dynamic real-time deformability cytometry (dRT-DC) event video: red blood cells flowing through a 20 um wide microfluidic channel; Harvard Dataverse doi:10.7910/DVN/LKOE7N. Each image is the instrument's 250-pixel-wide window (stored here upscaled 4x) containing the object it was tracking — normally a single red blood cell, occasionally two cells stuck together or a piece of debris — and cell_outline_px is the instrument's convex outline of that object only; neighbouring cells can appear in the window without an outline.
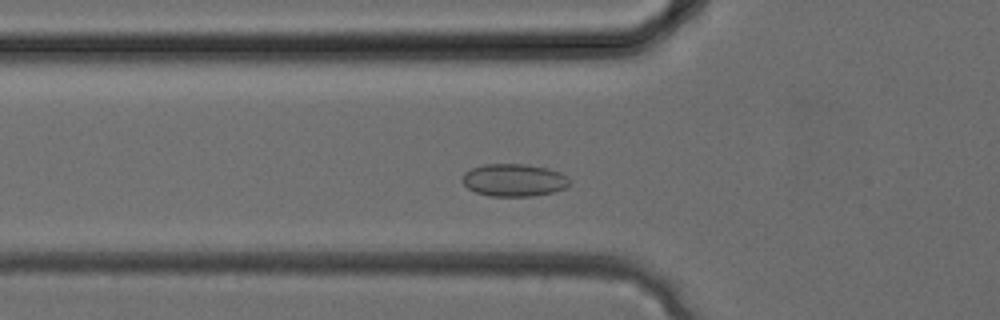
{"species": "common noctule bat (a hibernating species)", "species_latin": "Nyctalus noctula", "temperature_condition": "cold", "stored_images_in_passage": 30, "camera_frame_rate_fps": 3000, "um_per_image_px": 0.085, "animal": {"sex": "female", "body_mass_g": 24.6, "forearm_length_mm": 56.2}, "frame": {"image": 1, "passage_image": 8, "time_ms": 2.333, "image_size_px": [1000, 320], "cell_outline_px": [[572, 184], [564, 188], [552, 192], [532, 196], [488, 196], [476, 192], [468, 188], [460, 180], [464, 172], [472, 168], [484, 164], [524, 164], [548, 168], [560, 172], [568, 176]], "centroid_in_image_um": [43.69, 15.3], "position_along_channel_um": 82.1, "area_um2": 20.52}}
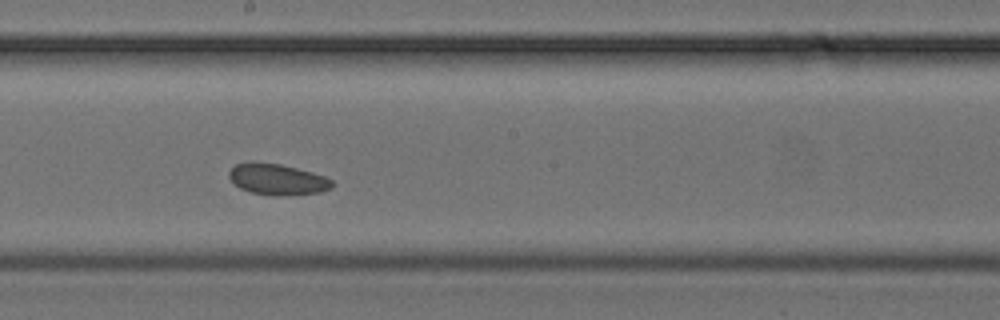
{"frame": {"image": 2, "passage_image": 15, "time_ms": 4.667, "image_size_px": [1000, 320], "cell_outline_px": [[332, 188], [320, 192], [276, 196], [272, 196], [252, 192], [240, 188], [228, 176], [228, 172], [236, 164], [248, 160], [252, 160], [280, 164], [312, 172], [324, 176], [332, 180]], "centroid_in_image_um": [23.54, 15.22], "position_along_channel_um": 224.7, "area_um2": 18.73}}
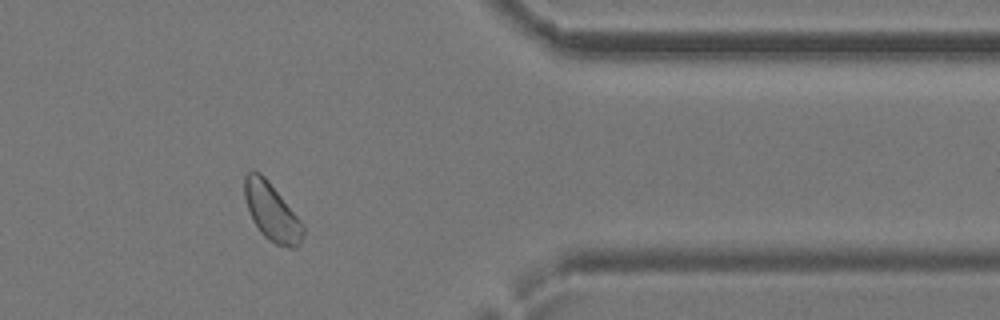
{"frame": {"image": 3, "passage_image": 24, "time_ms": 7.667, "image_size_px": [1000, 320], "cell_outline_px": [[304, 236], [300, 244], [296, 248], [288, 248], [276, 244], [268, 240], [260, 232], [252, 220], [244, 196], [244, 176], [252, 168], [260, 172], [268, 180], [304, 224]], "centroid_in_image_um": [23.1, 18.01], "position_along_channel_um": 388.3, "area_um2": 19.94}}